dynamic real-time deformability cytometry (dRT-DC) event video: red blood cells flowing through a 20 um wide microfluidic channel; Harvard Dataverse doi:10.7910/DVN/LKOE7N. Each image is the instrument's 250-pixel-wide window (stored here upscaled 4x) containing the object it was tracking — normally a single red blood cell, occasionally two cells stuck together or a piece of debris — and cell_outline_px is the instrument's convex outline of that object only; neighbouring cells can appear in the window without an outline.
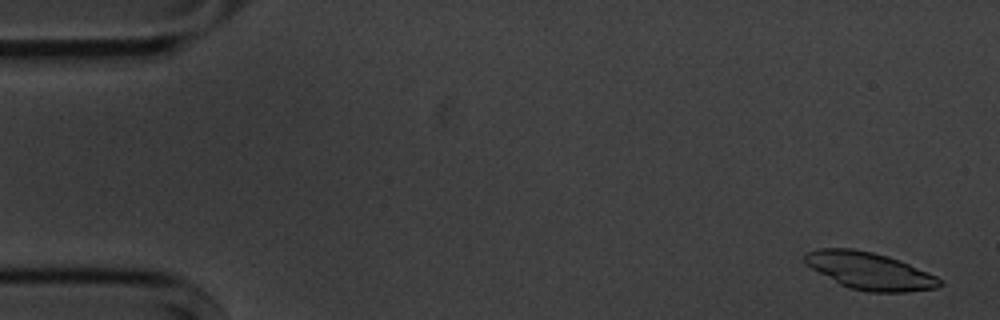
{"species": "common noctule bat (a hibernating species)", "species_latin": "Nyctalus noctula", "temperature_condition": "cold", "stored_images_in_passage": 55, "camera_frame_rate_fps": 3000, "um_per_image_px": 0.085, "animal": {"sex": "male", "body_mass_g": 20.1, "forearm_length_mm": 53.5}, "frame": {"image": 1, "passage_image": 2, "time_ms": 0.333, "image_size_px": [1000, 320], "cell_outline_px": [[944, 284], [936, 288], [904, 292], [868, 292], [848, 288], [840, 284], [804, 264], [804, 252], [820, 248], [852, 248], [872, 252], [888, 256], [900, 260], [936, 276]], "centroid_in_image_um": [73.88, 23.02], "position_along_channel_um": 11.1, "area_um2": 29.25}}